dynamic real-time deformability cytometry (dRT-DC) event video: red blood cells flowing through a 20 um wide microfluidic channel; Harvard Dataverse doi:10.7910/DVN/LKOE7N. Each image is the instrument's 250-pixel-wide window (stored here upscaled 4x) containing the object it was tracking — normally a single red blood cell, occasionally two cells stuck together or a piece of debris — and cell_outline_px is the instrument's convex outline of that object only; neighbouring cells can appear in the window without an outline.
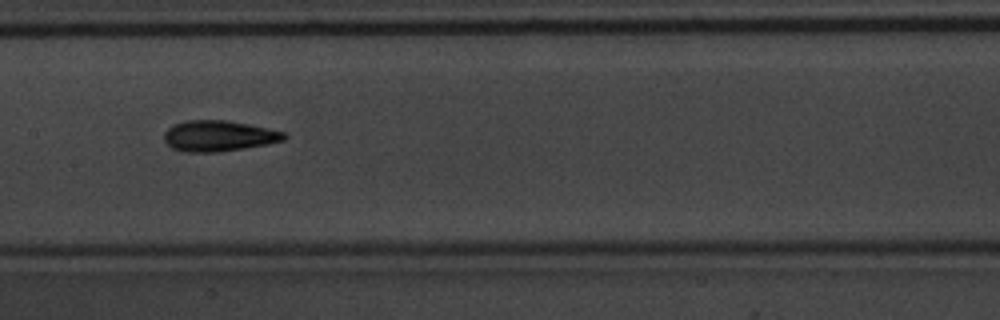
{"species": "common noctule bat (a hibernating species)", "species_latin": "Nyctalus noctula", "temperature_condition": "warm", "stored_images_in_passage": 37, "camera_frame_rate_fps": 3000, "um_per_image_px": 0.085, "animal": {"sex": "male", "body_mass_g": 20.1, "forearm_length_mm": 53.5}, "frame": {"image": 1, "passage_image": 11, "time_ms": 3.333, "image_size_px": [1000, 320], "cell_outline_px": [[288, 136], [284, 140], [268, 144], [220, 152], [184, 152], [172, 148], [164, 140], [164, 132], [172, 124], [188, 120], [224, 120], [248, 124], [268, 128], [284, 132]], "centroid_in_image_um": [18.58, 11.55], "position_along_channel_um": 188.8, "area_um2": 21.62}}
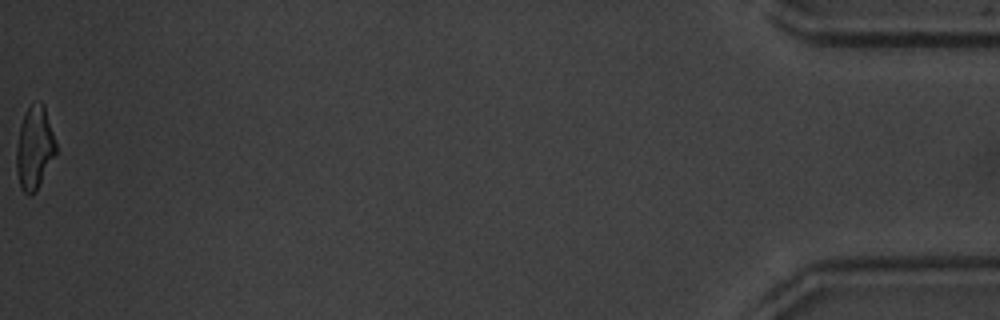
{"frame": {"image": 2, "passage_image": 37, "time_ms": 12.0, "image_size_px": [1000, 320], "cell_outline_px": [[56, 152], [36, 192], [28, 196], [20, 188], [16, 172], [16, 148], [20, 124], [28, 108], [40, 100], [44, 104], [56, 144]], "centroid_in_image_um": [2.91, 12.6], "position_along_channel_um": 432.3, "area_um2": 19.02}, "authors_computed_cell_mechanics": {"area_um2": 20.23, "velocity_mm_per_s": 3.9031, "shape_relaxation_time_tau1_ms": 3.2273, "shape_relaxation_time_tau2_ms": 1.2699, "deformation_change_tau1": 0.1648, "deformation_change_tau2": 0.0921}}